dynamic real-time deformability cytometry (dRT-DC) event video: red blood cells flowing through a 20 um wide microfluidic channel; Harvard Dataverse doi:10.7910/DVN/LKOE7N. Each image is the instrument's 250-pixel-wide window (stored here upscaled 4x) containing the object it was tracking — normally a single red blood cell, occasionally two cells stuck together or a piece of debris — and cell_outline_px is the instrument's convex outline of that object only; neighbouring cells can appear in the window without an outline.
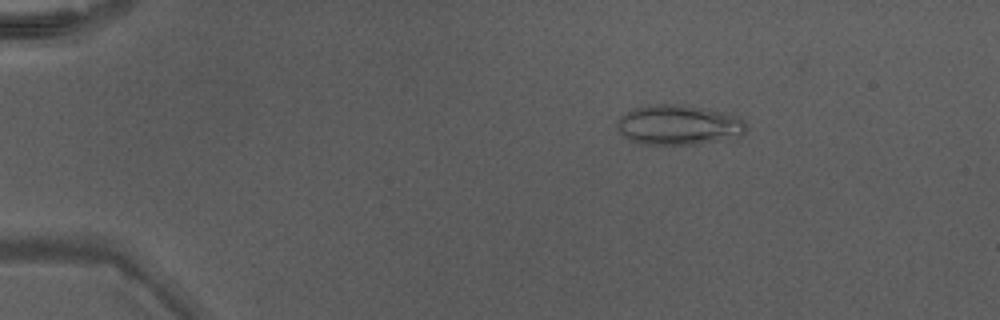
{"species": "Egyptian fruit bat (a non-hibernating species)", "species_latin": "Rousettus aegyptiacus", "temperature_condition": "warm", "stored_images_in_passage": 45, "camera_frame_rate_fps": 3000, "um_per_image_px": 0.085, "animal": {"sex": "male"}, "frame": {"image": 1, "passage_image": 6, "time_ms": 1.667, "image_size_px": [1000, 320], "cell_outline_px": [[744, 132], [740, 136], [696, 144], [636, 144], [620, 136], [616, 128], [616, 120], [620, 116], [632, 108], [648, 104], [680, 104], [704, 108], [736, 116], [744, 120]], "centroid_in_image_um": [57.55, 10.62], "position_along_channel_um": 27.4, "area_um2": 30.29}}
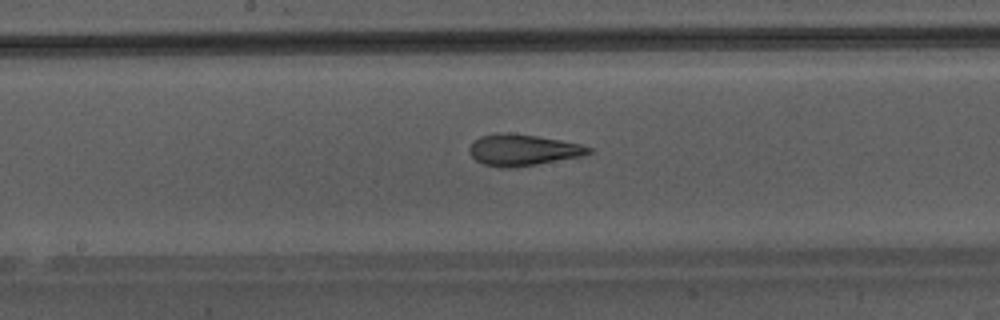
{"frame": {"image": 2, "passage_image": 24, "time_ms": 7.667, "image_size_px": [1000, 320], "cell_outline_px": [[592, 152], [584, 156], [516, 168], [500, 168], [484, 164], [476, 160], [472, 156], [472, 144], [480, 136], [500, 132], [536, 136], [560, 140], [580, 144], [592, 148]], "centroid_in_image_um": [44.5, 12.77], "position_along_channel_um": 203.7, "area_um2": 21.62}}
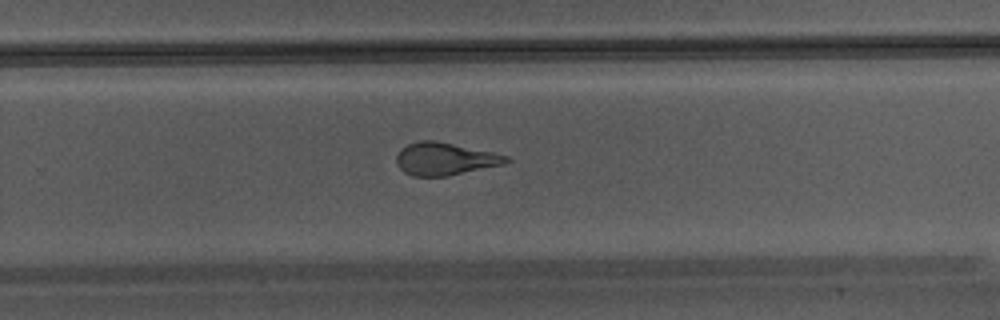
{"frame": {"image": 3, "passage_image": 30, "time_ms": 9.667, "image_size_px": [1000, 320], "cell_outline_px": [[512, 160], [504, 164], [448, 176], [416, 176], [404, 172], [396, 164], [396, 156], [400, 148], [408, 144], [420, 140], [436, 140], [492, 152], [508, 156]], "centroid_in_image_um": [37.8, 13.5], "position_along_channel_um": 292.0, "area_um2": 20.87}}